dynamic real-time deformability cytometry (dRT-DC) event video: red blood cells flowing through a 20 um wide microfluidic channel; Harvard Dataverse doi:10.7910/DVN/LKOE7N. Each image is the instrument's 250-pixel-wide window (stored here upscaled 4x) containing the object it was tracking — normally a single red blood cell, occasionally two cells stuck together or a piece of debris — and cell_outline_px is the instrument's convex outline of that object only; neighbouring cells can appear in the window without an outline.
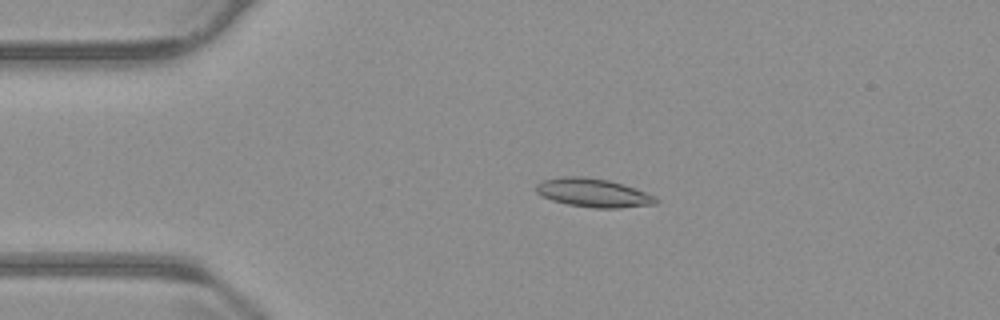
{"species": "common noctule bat (a hibernating species)", "species_latin": "Nyctalus noctula", "temperature_condition": "warm", "stored_images_in_passage": 55, "camera_frame_rate_fps": 3000, "um_per_image_px": 0.085, "animal": {"sex": "male", "body_mass_g": 23.1, "forearm_length_mm": 52.7}, "frame": {"image": 1, "passage_image": 12, "time_ms": 3.667, "image_size_px": [1000, 320], "cell_outline_px": [[660, 200], [656, 204], [620, 208], [596, 208], [568, 204], [552, 200], [536, 192], [536, 184], [544, 180], [560, 176], [584, 176], [608, 180], [624, 184], [656, 196]], "centroid_in_image_um": [50.46, 16.38], "position_along_channel_um": 34.5, "area_um2": 20.0}}
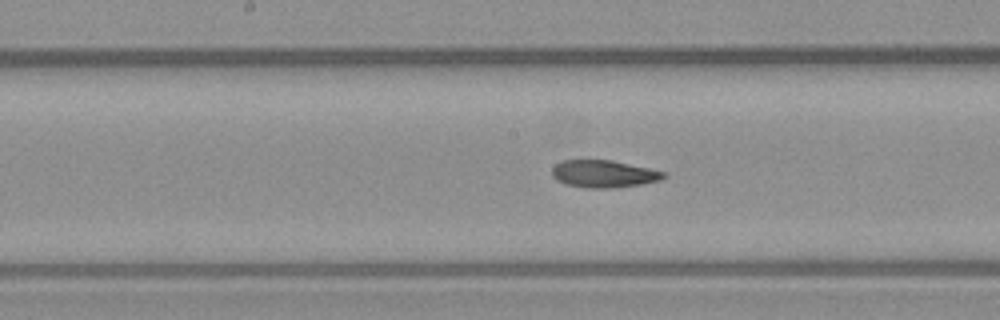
{"frame": {"image": 2, "passage_image": 28, "time_ms": 9.0, "image_size_px": [1000, 320], "cell_outline_px": [[668, 176], [660, 180], [640, 184], [608, 188], [588, 188], [564, 184], [556, 180], [552, 176], [552, 168], [556, 164], [564, 160], [612, 160], [668, 172]], "centroid_in_image_um": [51.33, 14.77], "position_along_channel_um": 196.9, "area_um2": 17.86}}
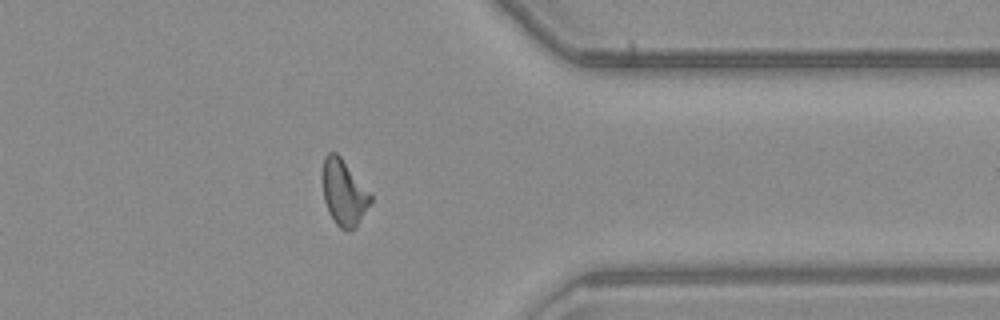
{"frame": {"image": 3, "passage_image": 44, "time_ms": 14.333, "image_size_px": [1000, 320], "cell_outline_px": [[372, 200], [356, 228], [348, 232], [340, 228], [336, 224], [328, 212], [324, 200], [320, 176], [324, 156], [328, 152], [336, 152], [340, 156], [372, 196]], "centroid_in_image_um": [29.17, 16.38], "position_along_channel_um": 382.2, "area_um2": 18.67}, "authors_computed_cell_mechanics": {"area_um2": 18.4382, "velocity_mm_per_s": 3.7253, "shape_relaxation_time_tau1_ms": null, "shape_relaxation_time_tau2_ms": 3.6028, "deformation_change_tau1": null, "deformation_change_tau2": 0.1099}}